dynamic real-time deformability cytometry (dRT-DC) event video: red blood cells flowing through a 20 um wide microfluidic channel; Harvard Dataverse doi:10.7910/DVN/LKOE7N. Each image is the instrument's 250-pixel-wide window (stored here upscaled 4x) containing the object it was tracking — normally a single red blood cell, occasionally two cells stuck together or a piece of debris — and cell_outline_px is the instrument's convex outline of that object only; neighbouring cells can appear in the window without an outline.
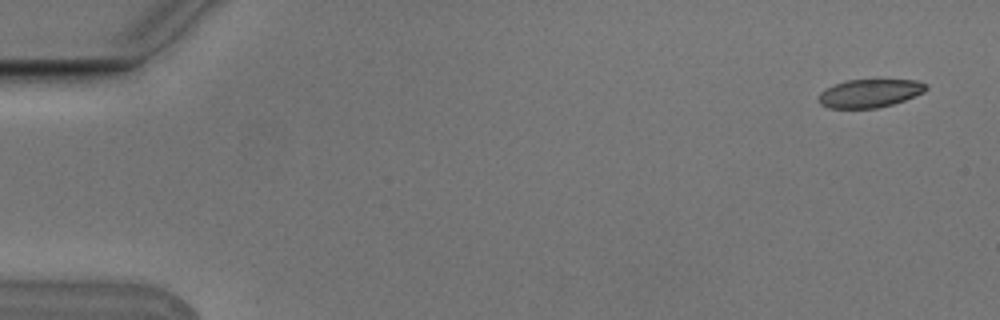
{"species": "Egyptian fruit bat (a non-hibernating species)", "species_latin": "Rousettus aegyptiacus", "temperature_condition": "cold", "stored_images_in_passage": 6, "camera_frame_rate_fps": 3000, "um_per_image_px": 0.085, "animal": {"sex": "male"}, "frame": {"image": 1, "passage_image": 1, "time_ms": 0.0, "image_size_px": [1000, 320], "cell_outline_px": [[928, 88], [924, 92], [904, 100], [892, 104], [876, 108], [828, 108], [820, 104], [816, 100], [820, 92], [836, 84], [848, 80], [916, 80], [928, 84]], "centroid_in_image_um": [73.92, 7.93], "position_along_channel_um": 11.1, "area_um2": 17.63}}
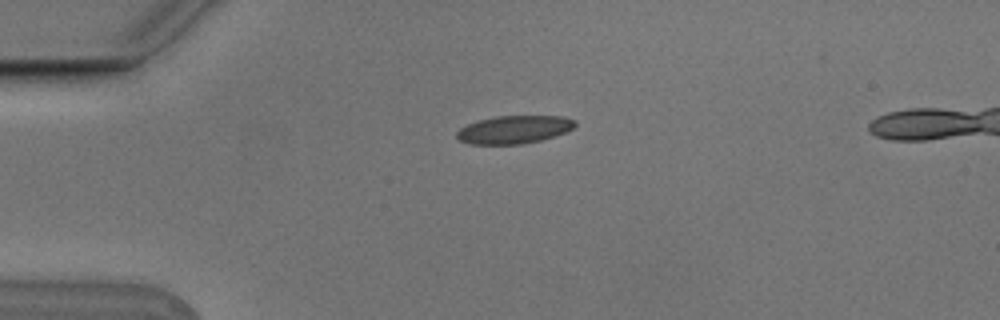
{"frame": {"image": 2, "passage_image": 4, "time_ms": 1.0, "image_size_px": [1000, 320], "cell_outline_px": [[576, 124], [572, 128], [556, 136], [524, 144], [468, 144], [460, 140], [456, 136], [456, 132], [460, 128], [468, 124], [480, 120], [496, 116], [560, 116], [576, 120]], "centroid_in_image_um": [43.69, 11.02], "position_along_channel_um": 41.3, "area_um2": 19.19}}